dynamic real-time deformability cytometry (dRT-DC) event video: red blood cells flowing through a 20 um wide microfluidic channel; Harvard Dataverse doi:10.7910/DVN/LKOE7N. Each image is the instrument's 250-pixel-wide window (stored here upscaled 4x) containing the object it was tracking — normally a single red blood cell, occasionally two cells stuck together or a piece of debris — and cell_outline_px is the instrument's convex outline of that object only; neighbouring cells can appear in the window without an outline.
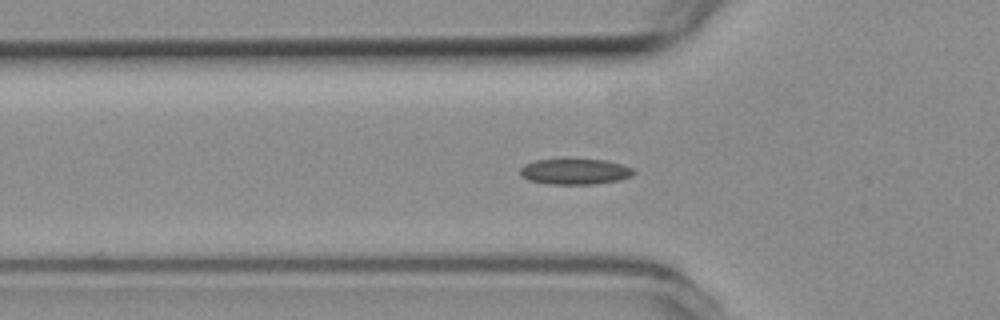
{"species": "common noctule bat (a hibernating species)", "species_latin": "Nyctalus noctula", "temperature_condition": "room temperature", "stored_images_in_passage": 44, "camera_frame_rate_fps": 3000, "um_per_image_px": 0.085, "animal": {"sex": "female", "body_mass_g": 19.3, "forearm_length_mm": 54.1}, "frame": {"image": 1, "passage_image": 7, "time_ms": 2.0, "image_size_px": [1000, 320], "cell_outline_px": [[636, 172], [632, 176], [620, 180], [596, 184], [548, 184], [528, 180], [520, 176], [520, 168], [524, 164], [536, 160], [608, 160], [632, 168]], "centroid_in_image_um": [48.87, 14.6], "position_along_channel_um": 76.9, "area_um2": 16.99}}
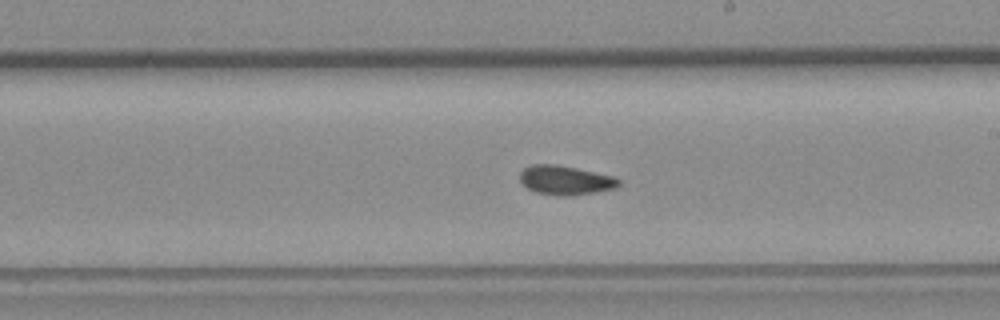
{"frame": {"image": 2, "passage_image": 20, "time_ms": 6.333, "image_size_px": [1000, 320], "cell_outline_px": [[620, 184], [616, 188], [596, 192], [572, 196], [556, 196], [536, 192], [520, 184], [520, 172], [524, 168], [532, 164], [556, 164], [576, 168], [612, 176], [620, 180]], "centroid_in_image_um": [48.03, 15.33], "position_along_channel_um": 241.0, "area_um2": 16.94}}
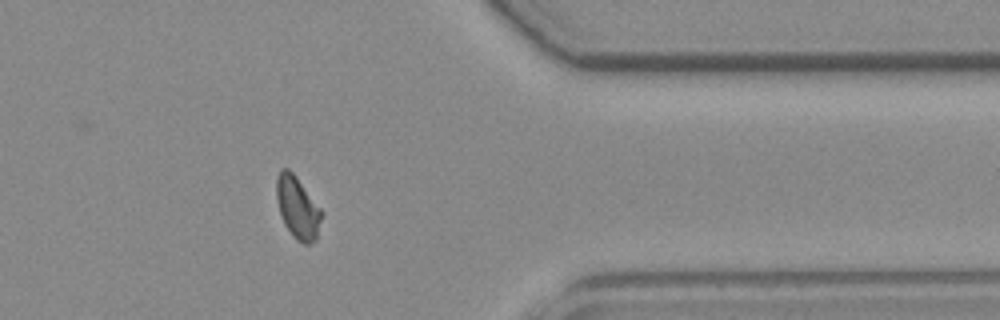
{"frame": {"image": 3, "passage_image": 33, "time_ms": 10.667, "image_size_px": [1000, 320], "cell_outline_px": [[324, 212], [316, 240], [308, 244], [304, 244], [296, 240], [292, 236], [284, 224], [280, 216], [276, 196], [276, 176], [280, 168], [288, 168], [296, 176]], "centroid_in_image_um": [25.29, 17.65], "position_along_channel_um": 386.1, "area_um2": 16.7}, "authors_computed_cell_mechanics": {"area_um2": 16.5308, "velocity_mm_per_s": 3.7739, "shape_relaxation_time_tau1_ms": 5.7748, "shape_relaxation_time_tau2_ms": 2.4063, "deformation_change_tau1": 0.1273, "deformation_change_tau2": 0.072}}